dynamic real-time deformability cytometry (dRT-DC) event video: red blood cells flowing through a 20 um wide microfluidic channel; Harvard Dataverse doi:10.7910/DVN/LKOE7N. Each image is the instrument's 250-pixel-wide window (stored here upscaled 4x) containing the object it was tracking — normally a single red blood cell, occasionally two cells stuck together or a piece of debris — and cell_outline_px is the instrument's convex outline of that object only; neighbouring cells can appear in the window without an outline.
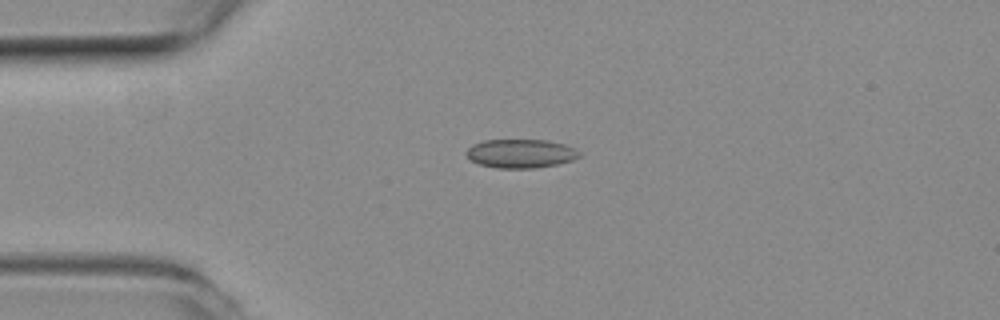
{"species": "common noctule bat (a hibernating species)", "species_latin": "Nyctalus noctula", "temperature_condition": "room temperature", "stored_images_in_passage": 43, "camera_frame_rate_fps": 3000, "um_per_image_px": 0.085, "animal": {"sex": "female", "body_mass_g": 19.3, "forearm_length_mm": 54.1}, "frame": {"image": 1, "passage_image": 1, "time_ms": 0.0, "image_size_px": [1000, 320], "cell_outline_px": [[580, 156], [572, 160], [556, 164], [536, 168], [496, 168], [480, 164], [472, 160], [464, 152], [472, 144], [484, 140], [548, 140], [564, 144], [576, 148], [580, 152]], "centroid_in_image_um": [44.26, 13.04], "position_along_channel_um": 40.7, "area_um2": 18.96}}
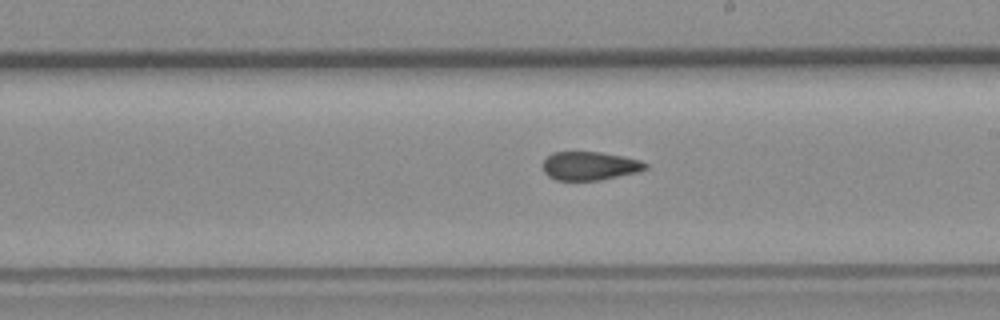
{"frame": {"image": 2, "passage_image": 19, "time_ms": 6.0, "image_size_px": [1000, 320], "cell_outline_px": [[648, 168], [640, 172], [600, 180], [556, 180], [548, 176], [544, 172], [544, 160], [552, 152], [600, 152], [624, 156], [640, 160], [648, 164]], "centroid_in_image_um": [50.17, 14.1], "position_along_channel_um": 238.8, "area_um2": 17.17}}
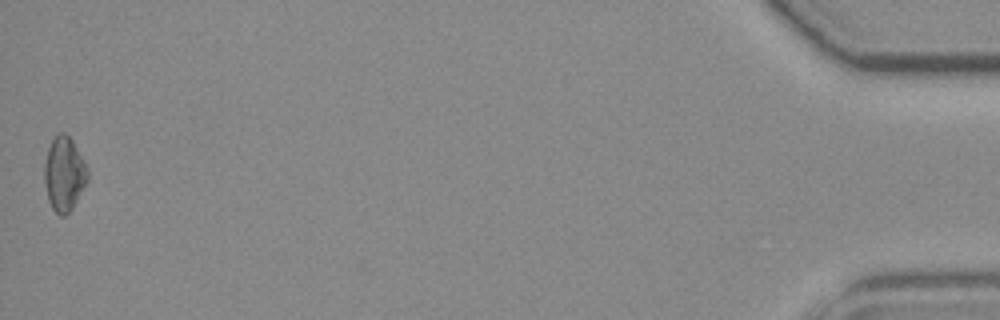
{"frame": {"image": 3, "passage_image": 43, "time_ms": 14.0, "image_size_px": [1000, 320], "cell_outline_px": [[88, 180], [72, 208], [64, 216], [60, 216], [52, 208], [48, 200], [44, 180], [44, 164], [48, 148], [56, 132], [64, 132], [72, 140], [84, 160], [88, 172]], "centroid_in_image_um": [5.44, 14.76], "position_along_channel_um": 429.8, "area_um2": 18.67}, "authors_computed_cell_mechanics": {"area_um2": 18.0336, "velocity_mm_per_s": 3.684, "shape_relaxation_time_tau1_ms": null, "shape_relaxation_time_tau2_ms": 4.6615, "deformation_change_tau1": null, "deformation_change_tau2": 0.0978}}